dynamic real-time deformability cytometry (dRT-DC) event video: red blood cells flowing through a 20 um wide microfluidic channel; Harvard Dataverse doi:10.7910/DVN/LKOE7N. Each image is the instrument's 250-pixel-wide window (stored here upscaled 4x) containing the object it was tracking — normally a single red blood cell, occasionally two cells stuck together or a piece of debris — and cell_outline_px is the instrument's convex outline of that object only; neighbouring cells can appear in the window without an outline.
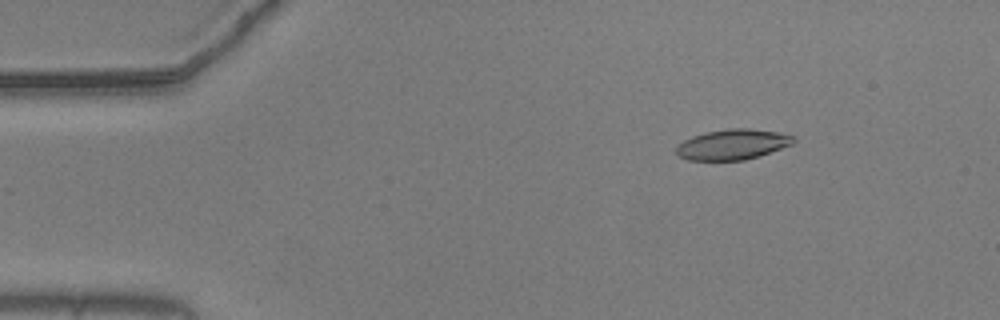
{"species": "common noctule bat (a hibernating species)", "species_latin": "Nyctalus noctula", "temperature_condition": "warm", "stored_images_in_passage": 27, "camera_frame_rate_fps": 3000, "um_per_image_px": 0.085, "animal": {"sex": "male", "body_mass_g": 20.5, "forearm_length_mm": 52.5}, "frame": {"image": 1, "passage_image": 8, "time_ms": 2.333, "image_size_px": [1000, 320], "cell_outline_px": [[796, 140], [792, 144], [744, 160], [688, 160], [680, 156], [676, 152], [676, 148], [684, 140], [692, 136], [704, 132], [732, 128], [748, 128], [776, 132], [796, 136]], "centroid_in_image_um": [62.26, 12.27], "position_along_channel_um": 22.7, "area_um2": 20.46}}
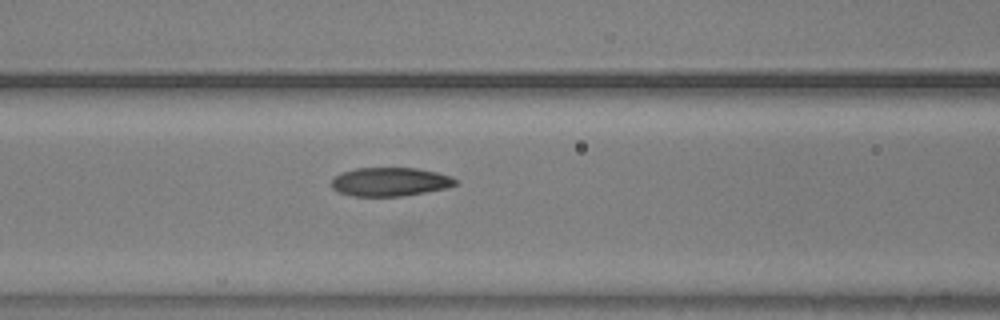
{"frame": {"image": 2, "passage_image": 23, "time_ms": 7.333, "image_size_px": [1000, 320], "cell_outline_px": [[456, 184], [448, 188], [404, 196], [356, 196], [340, 192], [332, 188], [332, 180], [340, 172], [356, 168], [416, 168], [436, 172], [452, 176], [456, 180]], "centroid_in_image_um": [33.18, 15.45], "position_along_channel_um": 133.4, "area_um2": 20.69}}
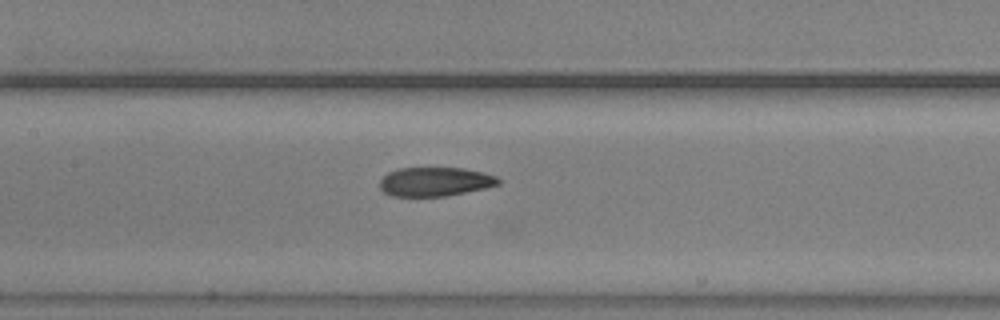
{"frame": {"image": 3, "passage_image": 26, "time_ms": 8.333, "image_size_px": [1000, 320], "cell_outline_px": [[500, 184], [484, 188], [444, 196], [392, 196], [384, 192], [380, 188], [380, 180], [388, 172], [400, 168], [464, 168], [484, 172], [496, 176], [500, 180]], "centroid_in_image_um": [36.98, 15.44], "position_along_channel_um": 170.4, "area_um2": 19.94}}